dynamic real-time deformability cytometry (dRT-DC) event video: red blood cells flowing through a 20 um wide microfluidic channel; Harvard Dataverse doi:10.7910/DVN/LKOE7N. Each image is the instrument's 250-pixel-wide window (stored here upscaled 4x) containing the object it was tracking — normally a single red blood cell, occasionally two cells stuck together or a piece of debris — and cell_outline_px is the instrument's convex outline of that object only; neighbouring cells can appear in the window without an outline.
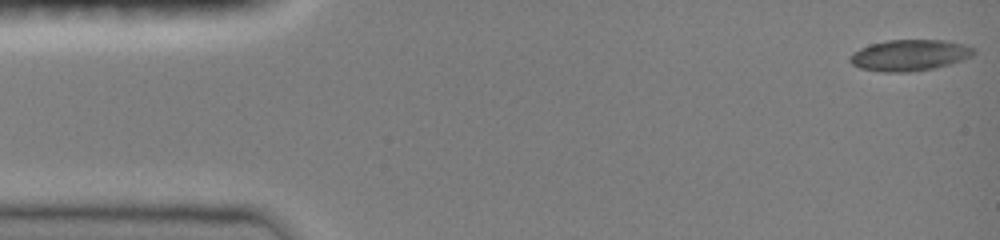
{"species": "common noctule bat (a hibernating species)", "species_latin": "Nyctalus noctula", "temperature_condition": "room temperature", "stored_images_in_passage": 47, "camera_frame_rate_fps": 3000, "um_per_image_px": 0.085, "animal": {"sex": "female", "body_mass_g": 19.0, "forearm_length_mm": 51.5}, "frame": {"image": 1, "passage_image": 1, "time_ms": 0.0, "image_size_px": [1000, 240], "cell_outline_px": [[976, 52], [972, 56], [948, 64], [932, 68], [908, 72], [884, 72], [860, 68], [852, 64], [848, 60], [848, 56], [852, 52], [860, 48], [872, 44], [888, 40], [944, 40], [964, 44], [976, 48]], "centroid_in_image_um": [77.29, 4.69], "position_along_channel_um": 7.7, "area_um2": 22.43}}
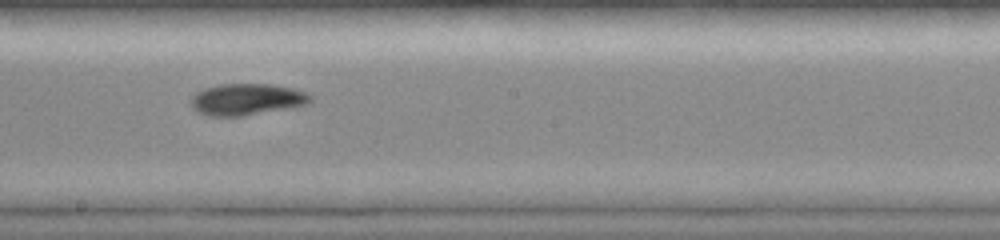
{"frame": {"image": 2, "passage_image": 26, "time_ms": 8.333, "image_size_px": [1000, 240], "cell_outline_px": [[312, 100], [308, 104], [288, 108], [244, 116], [212, 116], [200, 112], [192, 108], [192, 96], [196, 92], [204, 88], [220, 84], [272, 84], [292, 88], [304, 92], [312, 96]], "centroid_in_image_um": [20.99, 8.44], "position_along_channel_um": 227.2, "area_um2": 21.85}}
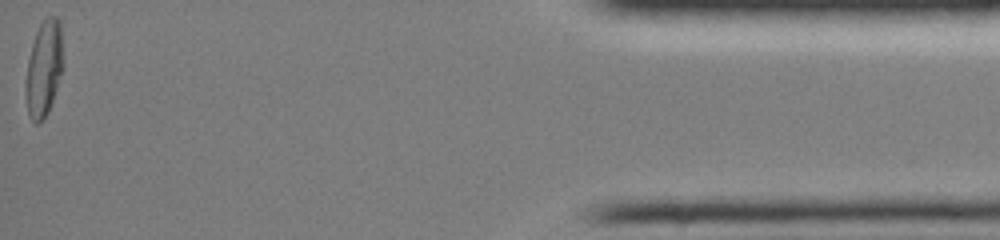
{"frame": {"image": 3, "passage_image": 47, "time_ms": 15.333, "image_size_px": [1000, 240], "cell_outline_px": [[64, 68], [48, 112], [44, 120], [36, 124], [28, 116], [24, 92], [24, 84], [28, 60], [32, 44], [36, 32], [40, 24], [48, 16], [56, 16], [60, 20], [64, 60]], "centroid_in_image_um": [3.74, 5.85], "position_along_channel_um": 431.5, "area_um2": 21.5}, "authors_computed_cell_mechanics": {"area_um2": 21.2704, "velocity_mm_per_s": 4.0479, "shape_relaxation_time_tau1_ms": 6.6226, "shape_relaxation_time_tau2_ms": 10.0101, "deformation_change_tau1": 0.181, "deformation_change_tau2": 0.1661}}